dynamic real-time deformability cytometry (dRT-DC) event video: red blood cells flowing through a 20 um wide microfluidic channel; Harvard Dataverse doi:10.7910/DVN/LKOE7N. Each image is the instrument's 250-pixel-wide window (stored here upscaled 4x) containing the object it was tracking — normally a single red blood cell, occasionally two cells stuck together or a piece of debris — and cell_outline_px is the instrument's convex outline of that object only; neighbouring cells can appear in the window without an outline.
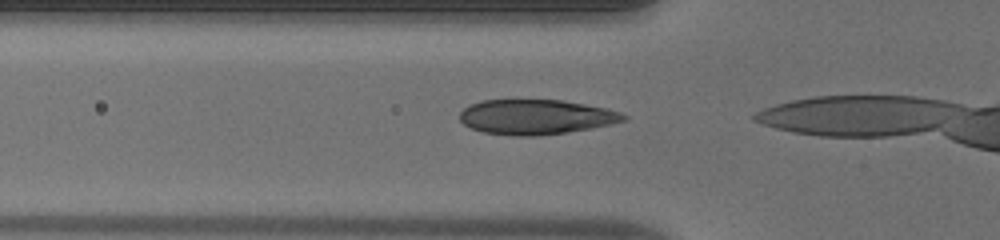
{"species": "human", "species_latin": "Homo sapiens", "temperature_condition": "warm", "stored_images_in_passage": 11, "camera_frame_rate_fps": 3000, "um_per_image_px": 0.085, "donor": {"sex": "male"}, "frame": {"image": 1, "passage_image": 9, "time_ms": 2.667, "image_size_px": [1000, 240], "cell_outline_px": [[628, 120], [612, 124], [592, 128], [568, 132], [536, 136], [512, 136], [484, 132], [472, 128], [464, 124], [460, 120], [460, 112], [468, 104], [480, 100], [564, 100], [608, 108], [620, 112], [628, 116]], "centroid_in_image_um": [45.58, 9.94], "position_along_channel_um": 80.2, "area_um2": 33.64}}